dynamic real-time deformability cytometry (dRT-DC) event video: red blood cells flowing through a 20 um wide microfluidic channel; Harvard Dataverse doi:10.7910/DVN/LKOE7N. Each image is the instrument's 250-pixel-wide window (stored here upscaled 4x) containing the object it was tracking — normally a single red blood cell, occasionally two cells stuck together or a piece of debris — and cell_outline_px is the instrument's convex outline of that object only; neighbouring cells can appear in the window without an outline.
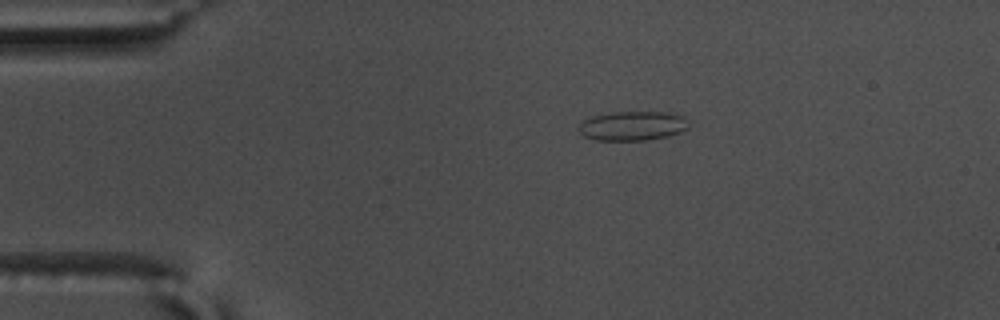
{"species": "common noctule bat (a hibernating species)", "species_latin": "Nyctalus noctula", "temperature_condition": "warm", "stored_images_in_passage": 46, "camera_frame_rate_fps": 3000, "um_per_image_px": 0.085, "animal": {"sex": "male", "body_mass_g": 17.5, "forearm_length_mm": 52.3}, "frame": {"image": 1, "passage_image": 1, "time_ms": 0.0, "image_size_px": [1000, 320], "cell_outline_px": [[688, 128], [680, 132], [668, 136], [648, 140], [596, 140], [584, 136], [580, 132], [580, 124], [584, 120], [592, 116], [612, 112], [672, 112], [684, 116]], "centroid_in_image_um": [53.79, 10.69], "position_along_channel_um": 31.2, "area_um2": 18.73}}
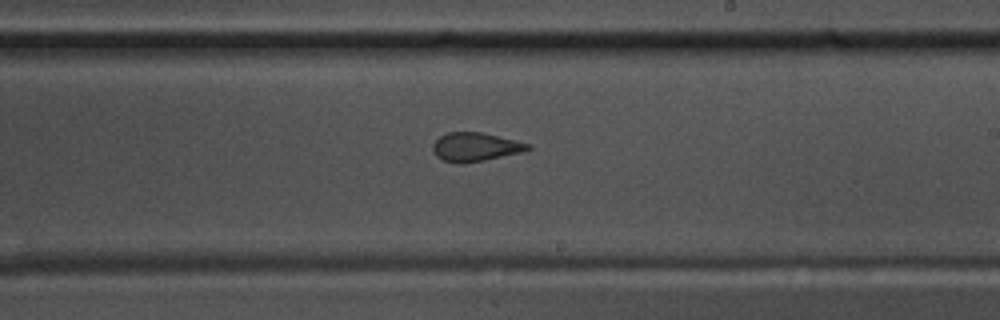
{"frame": {"image": 2, "passage_image": 23, "time_ms": 7.333, "image_size_px": [1000, 320], "cell_outline_px": [[532, 148], [528, 152], [484, 160], [444, 160], [436, 156], [432, 148], [432, 144], [440, 136], [448, 132], [480, 132], [532, 144]], "centroid_in_image_um": [40.5, 12.45], "position_along_channel_um": 248.5, "area_um2": 15.49}}
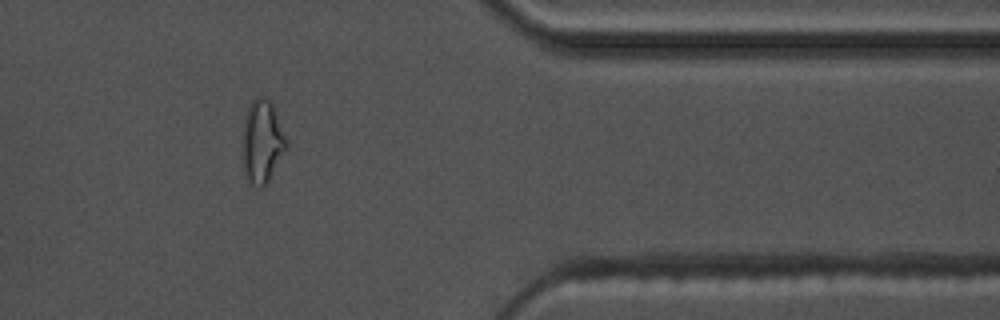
{"frame": {"image": 3, "passage_image": 36, "time_ms": 11.667, "image_size_px": [1000, 320], "cell_outline_px": [[288, 148], [264, 188], [260, 188], [252, 184], [248, 180], [244, 164], [244, 116], [252, 100], [260, 96], [264, 96], [272, 104], [288, 144]], "centroid_in_image_um": [22.31, 12.05], "position_along_channel_um": 389.1, "area_um2": 20.75}, "authors_computed_cell_mechanics": {"area_um2": 16.7042, "velocity_mm_per_s": 3.6742, "shape_relaxation_time_tau1_ms": null, "shape_relaxation_time_tau2_ms": 1.0597, "deformation_change_tau1": null, "deformation_change_tau2": 0.0819}}